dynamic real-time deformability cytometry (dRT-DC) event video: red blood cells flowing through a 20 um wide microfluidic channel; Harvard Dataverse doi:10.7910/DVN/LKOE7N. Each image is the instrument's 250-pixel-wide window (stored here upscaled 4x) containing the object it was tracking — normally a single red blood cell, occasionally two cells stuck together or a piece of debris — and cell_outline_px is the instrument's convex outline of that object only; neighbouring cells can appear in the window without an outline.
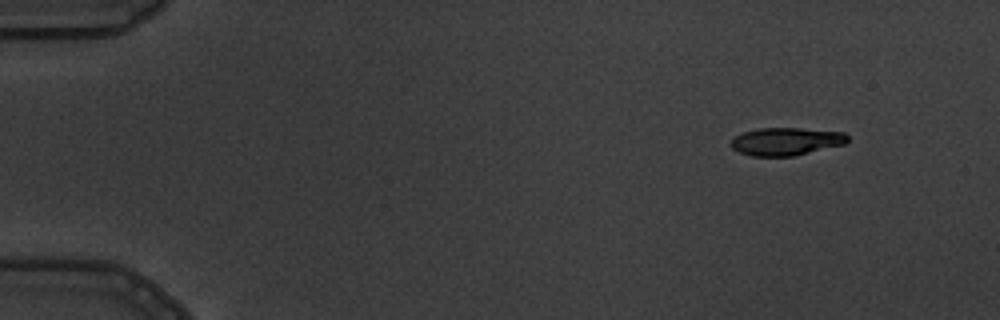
{"species": "common noctule bat (a hibernating species)", "species_latin": "Nyctalus noctula", "temperature_condition": "warm", "stored_images_in_passage": 5, "camera_frame_rate_fps": 3000, "um_per_image_px": 0.085, "animal": {"sex": "male", "body_mass_g": 19.5, "forearm_length_mm": 54.6}, "frame": {"image": 1, "passage_image": 1, "time_ms": 0.0, "image_size_px": [1000, 320], "cell_outline_px": [[848, 140], [844, 144], [792, 156], [752, 156], [740, 152], [732, 148], [732, 136], [744, 132], [760, 128], [800, 128], [844, 132], [848, 136]], "centroid_in_image_um": [66.8, 12.01], "position_along_channel_um": 18.2, "area_um2": 18.73}}
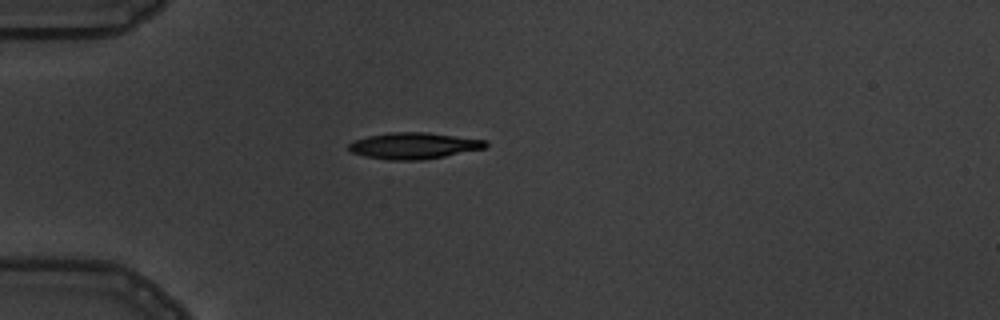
{"frame": {"image": 2, "passage_image": 4, "time_ms": 3.333, "image_size_px": [1000, 320], "cell_outline_px": [[488, 144], [484, 148], [424, 160], [388, 160], [364, 156], [352, 152], [348, 148], [348, 144], [356, 140], [368, 136], [392, 132], [428, 132], [488, 140]], "centroid_in_image_um": [35.19, 12.38], "position_along_channel_um": 49.8, "area_um2": 20.98}}